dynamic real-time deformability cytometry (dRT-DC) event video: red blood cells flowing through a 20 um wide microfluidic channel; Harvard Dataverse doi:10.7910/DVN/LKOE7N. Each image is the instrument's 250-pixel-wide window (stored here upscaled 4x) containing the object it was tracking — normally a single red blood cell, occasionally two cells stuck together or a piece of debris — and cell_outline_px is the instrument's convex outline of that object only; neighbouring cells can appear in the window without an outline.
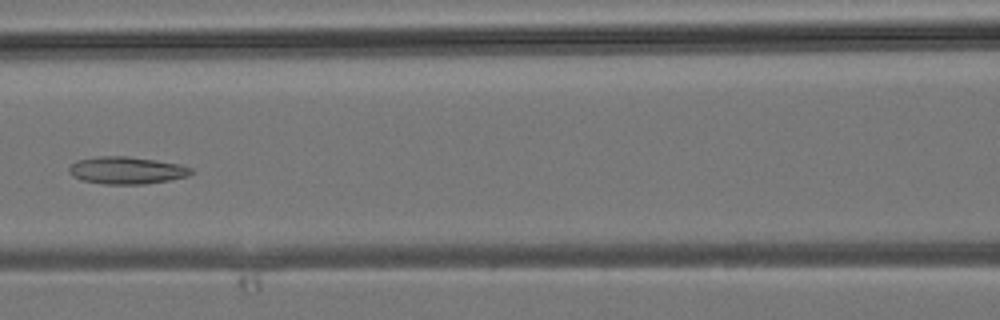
{"species": "common noctule bat (a hibernating species)", "species_latin": "Nyctalus noctula", "temperature_condition": "room temperature", "stored_images_in_passage": 27, "camera_frame_rate_fps": 3000, "um_per_image_px": 0.085, "animal": {"sex": "male", "body_mass_g": 19.2, "forearm_length_mm": 51.8}, "frame": {"image": 1, "passage_image": 6, "time_ms": 1.667, "image_size_px": [1000, 320], "cell_outline_px": [[192, 172], [188, 176], [168, 180], [144, 184], [104, 184], [80, 180], [72, 176], [68, 172], [68, 168], [76, 160], [96, 156], [128, 156], [156, 160], [180, 164], [192, 168]], "centroid_in_image_um": [10.72, 14.47], "position_along_channel_um": 155.9, "area_um2": 19.54}}
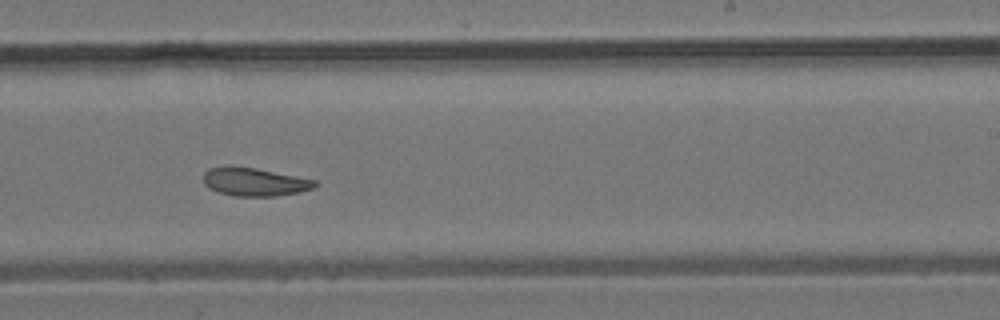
{"frame": {"image": 2, "passage_image": 12, "time_ms": 3.667, "image_size_px": [1000, 320], "cell_outline_px": [[316, 184], [312, 188], [300, 192], [272, 196], [236, 196], [220, 192], [208, 188], [204, 184], [204, 172], [208, 168], [256, 168], [316, 180]], "centroid_in_image_um": [21.65, 15.48], "position_along_channel_um": 267.4, "area_um2": 17.74}}
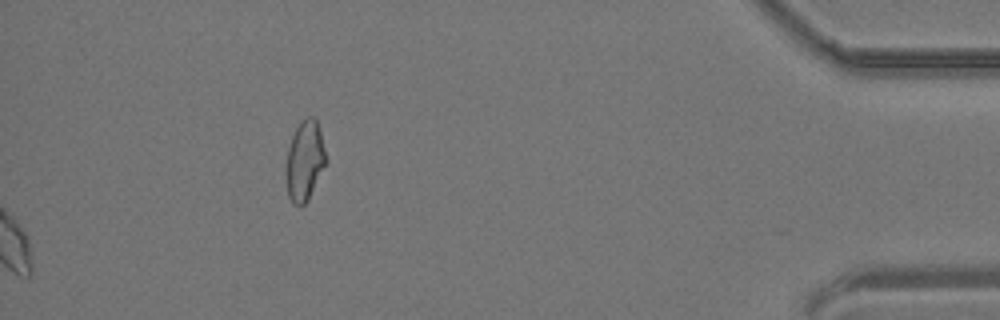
{"frame": {"image": 3, "passage_image": 27, "time_ms": 8.667, "image_size_px": [1000, 320], "cell_outline_px": [[328, 160], [308, 200], [300, 208], [292, 204], [288, 196], [284, 172], [288, 148], [292, 136], [296, 128], [308, 116], [316, 116]], "centroid_in_image_um": [25.89, 13.71], "position_along_channel_um": 409.3, "area_um2": 19.02}}